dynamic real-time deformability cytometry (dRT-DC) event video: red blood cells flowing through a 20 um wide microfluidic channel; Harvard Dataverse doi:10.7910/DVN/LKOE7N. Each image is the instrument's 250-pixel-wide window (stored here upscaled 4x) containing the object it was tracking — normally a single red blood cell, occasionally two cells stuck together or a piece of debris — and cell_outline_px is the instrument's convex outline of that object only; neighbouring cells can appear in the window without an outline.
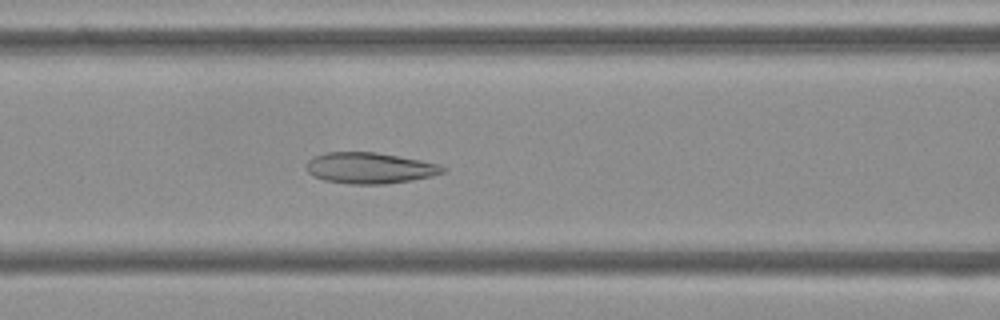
{"species": "Egyptian fruit bat (a non-hibernating species)", "species_latin": "Rousettus aegyptiacus", "temperature_condition": "cold", "stored_images_in_passage": 53, "camera_frame_rate_fps": 3000, "um_per_image_px": 0.085, "frame": {"image": 1, "passage_image": 21, "time_ms": 6.667, "image_size_px": [1000, 320], "cell_outline_px": [[448, 168], [444, 172], [432, 176], [412, 180], [384, 184], [352, 184], [324, 180], [312, 176], [308, 172], [308, 160], [324, 152], [376, 152], [420, 160], [440, 164]], "centroid_in_image_um": [31.46, 14.28], "position_along_channel_um": 135.1, "area_um2": 24.62}}
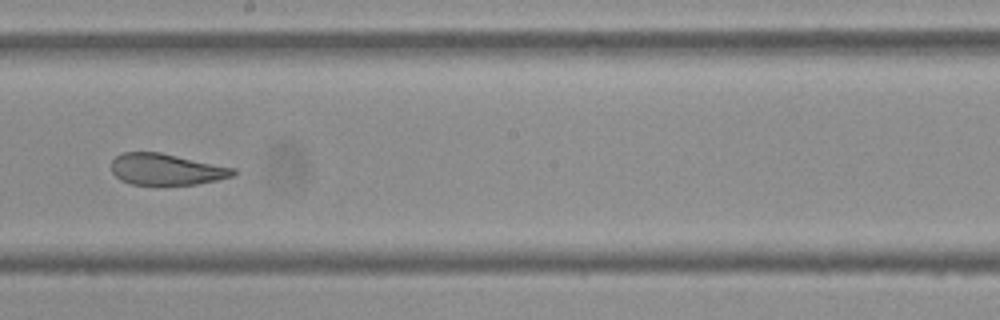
{"frame": {"image": 2, "passage_image": 29, "time_ms": 9.333, "image_size_px": [1000, 320], "cell_outline_px": [[236, 172], [232, 176], [216, 180], [196, 184], [132, 184], [120, 180], [112, 172], [112, 160], [116, 156], [124, 152], [160, 152], [236, 168]], "centroid_in_image_um": [14.13, 14.38], "position_along_channel_um": 234.1, "area_um2": 22.08}}
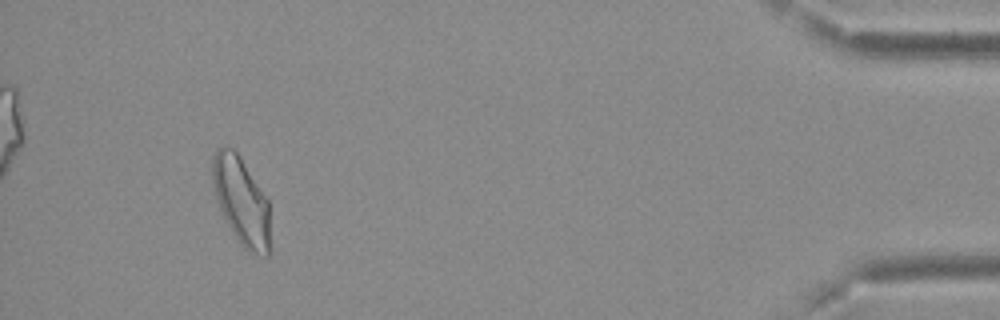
{"frame": {"image": 3, "passage_image": 49, "time_ms": 16.0, "image_size_px": [1000, 320], "cell_outline_px": [[268, 256], [264, 256], [248, 252], [240, 244], [228, 224], [220, 208], [216, 196], [212, 180], [212, 156], [216, 148], [224, 144], [232, 148], [236, 152], [268, 200]], "centroid_in_image_um": [20.47, 17.05], "position_along_channel_um": 414.7, "area_um2": 28.84}, "authors_computed_cell_mechanics": {"area_um2": 26.6458, "velocity_mm_per_s": 3.7236, "shape_relaxation_time_tau1_ms": null, "shape_relaxation_time_tau2_ms": 1.8141, "deformation_change_tau1": null, "deformation_change_tau2": 0.0916}}